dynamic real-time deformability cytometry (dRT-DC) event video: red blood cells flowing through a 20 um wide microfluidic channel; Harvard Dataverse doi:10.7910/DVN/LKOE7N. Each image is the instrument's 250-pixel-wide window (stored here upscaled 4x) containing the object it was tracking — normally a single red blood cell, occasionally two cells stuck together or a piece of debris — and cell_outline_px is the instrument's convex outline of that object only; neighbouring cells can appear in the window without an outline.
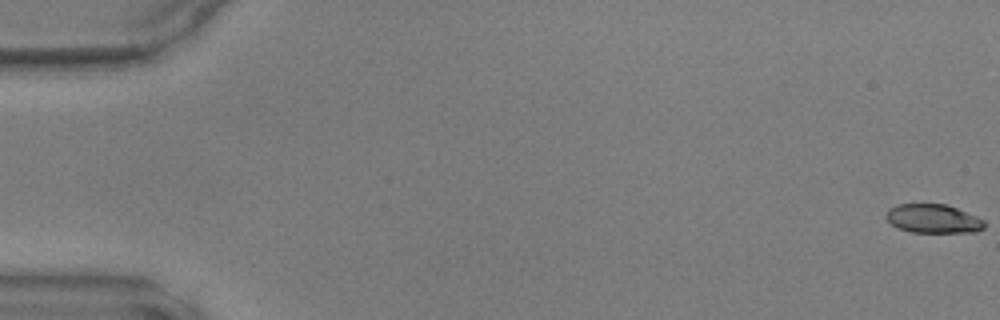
{"species": "common noctule bat (a hibernating species)", "species_latin": "Nyctalus noctula", "temperature_condition": "warm", "stored_images_in_passage": 39, "camera_frame_rate_fps": 3000, "um_per_image_px": 0.085, "animal": {"sex": "male", "body_mass_g": 17.9, "forearm_length_mm": 54.2}, "frame": {"image": 1, "passage_image": 1, "time_ms": 0.0, "image_size_px": [1000, 320], "cell_outline_px": [[984, 228], [976, 232], [912, 232], [896, 228], [884, 216], [888, 208], [896, 204], [944, 204], [956, 208], [976, 216], [984, 220]], "centroid_in_image_um": [79.28, 18.59], "position_along_channel_um": 5.7, "area_um2": 16.53}}
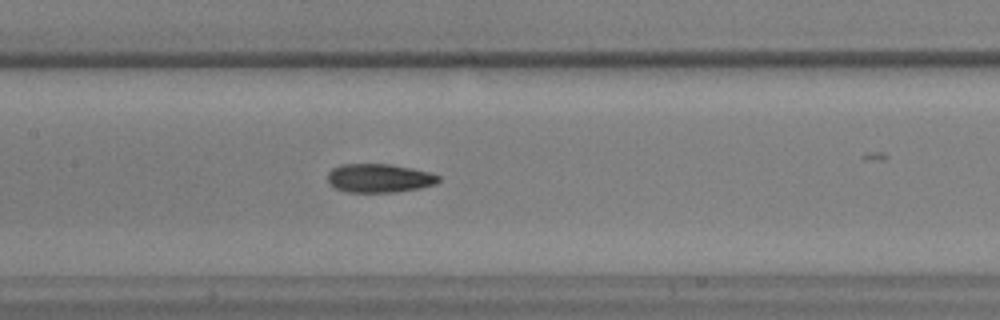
{"frame": {"image": 2, "passage_image": 24, "time_ms": 7.667, "image_size_px": [1000, 320], "cell_outline_px": [[440, 180], [436, 184], [420, 188], [396, 192], [344, 192], [328, 184], [328, 172], [332, 168], [340, 164], [388, 164], [412, 168], [428, 172], [440, 176]], "centroid_in_image_um": [32.21, 15.14], "position_along_channel_um": 175.2, "area_um2": 18.67}}
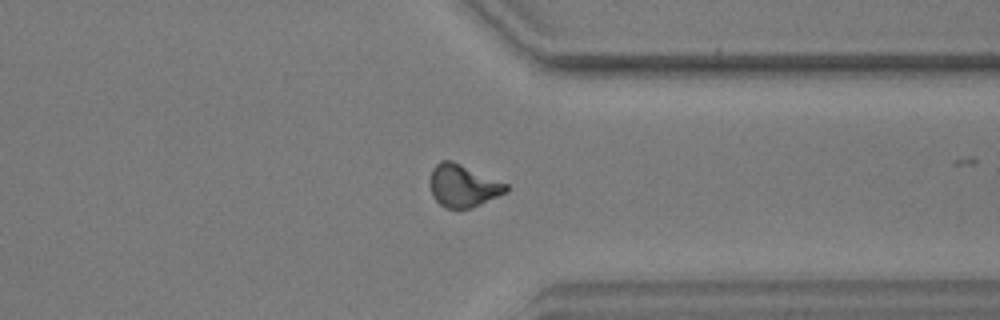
{"frame": {"image": 3, "passage_image": 38, "time_ms": 12.333, "image_size_px": [1000, 320], "cell_outline_px": [[508, 192], [472, 208], [444, 208], [432, 196], [428, 180], [432, 168], [440, 160], [452, 160], [508, 184]], "centroid_in_image_um": [39.33, 15.78], "position_along_channel_um": 372.1, "area_um2": 19.07}}